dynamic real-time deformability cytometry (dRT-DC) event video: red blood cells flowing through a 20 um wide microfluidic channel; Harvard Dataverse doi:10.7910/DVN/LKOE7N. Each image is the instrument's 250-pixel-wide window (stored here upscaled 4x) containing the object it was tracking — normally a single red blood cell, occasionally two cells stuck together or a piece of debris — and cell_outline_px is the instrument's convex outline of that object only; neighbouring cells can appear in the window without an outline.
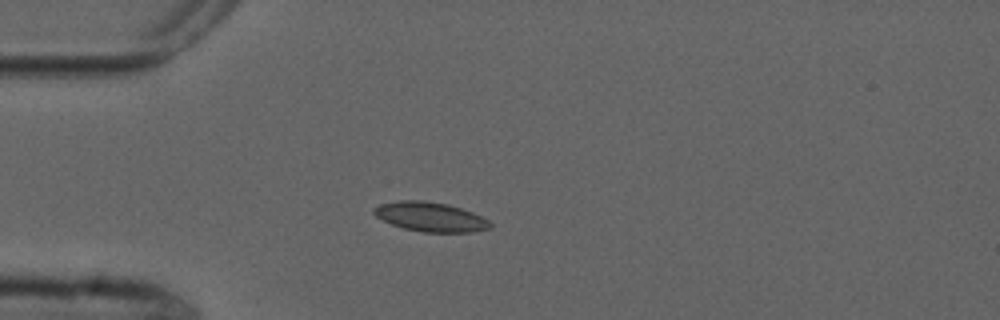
{"species": "common noctule bat (a hibernating species)", "species_latin": "Nyctalus noctula", "temperature_condition": "cold", "stored_images_in_passage": 3, "camera_frame_rate_fps": 3000, "um_per_image_px": 0.085, "animal": {"sex": "male", "forearm_length_mm": 52.5}, "frame": {"image": 1, "passage_image": 3, "time_ms": 3.0, "image_size_px": [1000, 320], "cell_outline_px": [[492, 228], [472, 232], [424, 232], [404, 228], [392, 224], [376, 216], [372, 212], [372, 208], [380, 204], [400, 200], [424, 200], [448, 204], [472, 212], [488, 220], [492, 224]], "centroid_in_image_um": [36.58, 18.43], "position_along_channel_um": 48.4, "area_um2": 19.88}}